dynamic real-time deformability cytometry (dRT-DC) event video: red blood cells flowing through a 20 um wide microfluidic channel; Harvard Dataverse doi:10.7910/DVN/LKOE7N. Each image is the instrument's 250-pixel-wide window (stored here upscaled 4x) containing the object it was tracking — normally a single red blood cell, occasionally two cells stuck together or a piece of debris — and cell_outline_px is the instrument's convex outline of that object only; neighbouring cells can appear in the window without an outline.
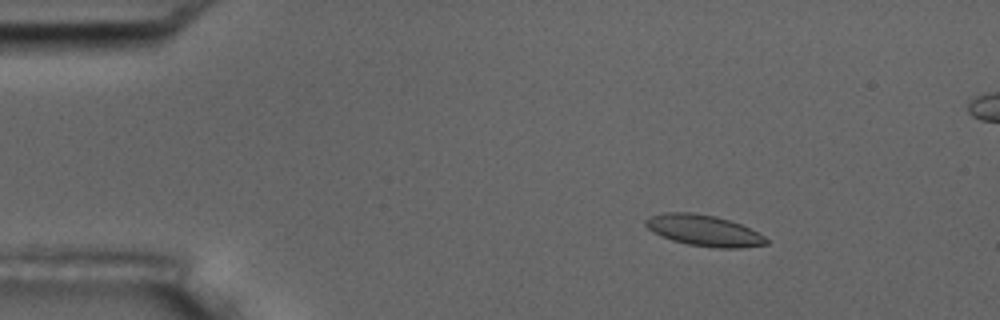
{"species": "common noctule bat (a hibernating species)", "species_latin": "Nyctalus noctula", "temperature_condition": "room temperature", "stored_images_in_passage": 5, "camera_frame_rate_fps": 3000, "um_per_image_px": 0.085, "animal": {"sex": "male", "body_mass_g": 17.5, "forearm_length_mm": 52.3}, "frame": {"image": 1, "passage_image": 2, "time_ms": 1.0, "image_size_px": [1000, 320], "cell_outline_px": [[768, 244], [740, 248], [716, 248], [688, 244], [672, 240], [660, 236], [652, 232], [644, 224], [644, 220], [648, 216], [664, 212], [692, 212], [716, 216], [740, 224], [764, 236], [768, 240]], "centroid_in_image_um": [59.78, 19.58], "position_along_channel_um": 25.2, "area_um2": 21.91}}